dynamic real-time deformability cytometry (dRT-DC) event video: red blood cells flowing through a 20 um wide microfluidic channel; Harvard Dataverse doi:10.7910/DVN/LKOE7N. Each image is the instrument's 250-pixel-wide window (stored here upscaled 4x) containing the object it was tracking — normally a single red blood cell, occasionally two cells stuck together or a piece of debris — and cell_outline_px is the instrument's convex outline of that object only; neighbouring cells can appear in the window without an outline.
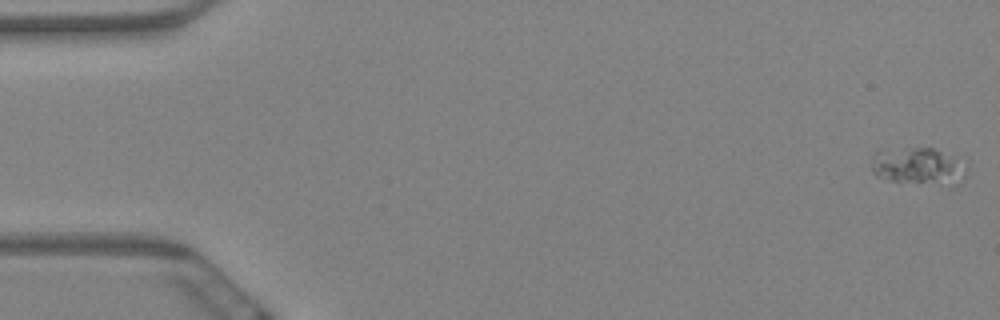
{"species": "Egyptian fruit bat (a non-hibernating species)", "species_latin": "Rousettus aegyptiacus", "temperature_condition": "warm", "stored_images_in_passage": 3, "camera_frame_rate_fps": 3000, "um_per_image_px": 0.085, "animal": {"sex": "female"}, "frame": {"image": 1, "passage_image": 1, "time_ms": 0.0, "image_size_px": [1000, 320], "cell_outline_px": [[968, 168], [964, 180], [960, 184], [888, 180], [876, 176], [872, 172], [872, 156], [880, 148], [932, 148], [940, 152]], "centroid_in_image_um": [77.96, 14.11], "position_along_channel_um": 7.0, "area_um2": 20.0}}